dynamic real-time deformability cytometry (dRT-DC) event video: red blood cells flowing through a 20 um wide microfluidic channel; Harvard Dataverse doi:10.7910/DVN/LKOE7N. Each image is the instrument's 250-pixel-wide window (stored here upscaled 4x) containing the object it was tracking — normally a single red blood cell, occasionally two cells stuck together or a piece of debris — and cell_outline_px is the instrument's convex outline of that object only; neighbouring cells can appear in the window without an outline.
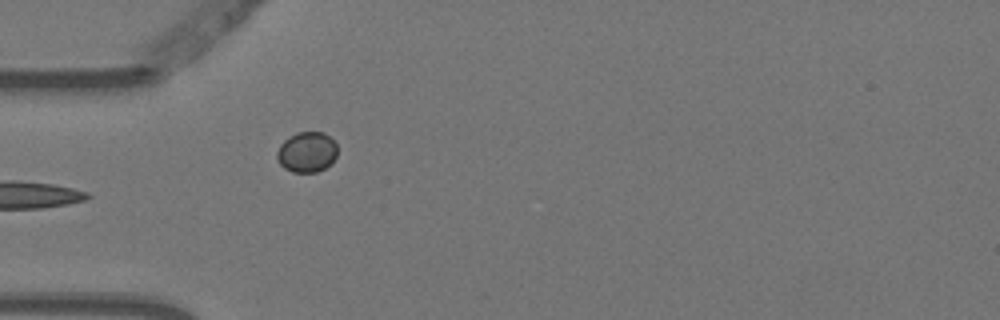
{"species": "Egyptian fruit bat (a non-hibernating species)", "species_latin": "Rousettus aegyptiacus", "temperature_condition": "warm", "stored_images_in_passage": 5, "camera_frame_rate_fps": 3000, "um_per_image_px": 0.085, "animal": {"sex": "female"}, "frame": {"image": 1, "passage_image": 5, "time_ms": 1.333, "image_size_px": [1000, 320], "cell_outline_px": [[336, 156], [332, 164], [316, 172], [292, 172], [284, 168], [280, 164], [276, 156], [276, 152], [280, 144], [284, 140], [296, 132], [324, 132], [336, 144]], "centroid_in_image_um": [26.07, 12.93], "position_along_channel_um": 58.9, "area_um2": 14.28}}